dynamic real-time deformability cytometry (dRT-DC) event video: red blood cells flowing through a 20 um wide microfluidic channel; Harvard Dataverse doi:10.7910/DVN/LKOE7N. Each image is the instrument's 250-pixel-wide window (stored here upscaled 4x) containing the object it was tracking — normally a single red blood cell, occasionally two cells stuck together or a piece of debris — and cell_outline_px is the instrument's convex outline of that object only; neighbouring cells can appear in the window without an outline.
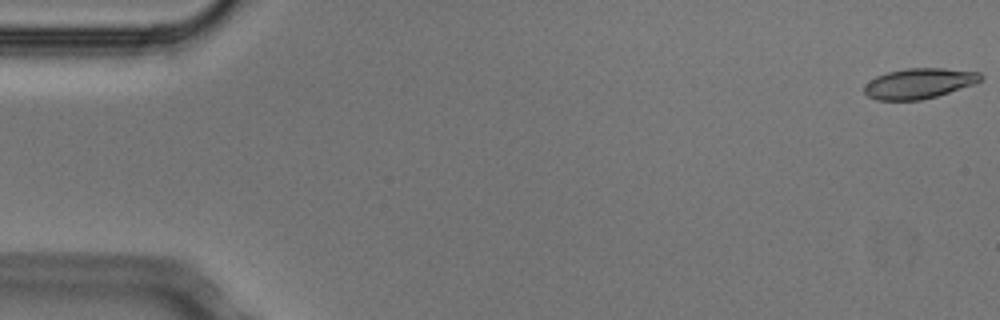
{"species": "Egyptian fruit bat (a non-hibernating species)", "species_latin": "Rousettus aegyptiacus", "temperature_condition": "cold", "stored_images_in_passage": 8, "camera_frame_rate_fps": 3000, "um_per_image_px": 0.085, "animal": {"sex": "male"}, "frame": {"image": 1, "passage_image": 1, "time_ms": 0.0, "image_size_px": [1000, 320], "cell_outline_px": [[984, 76], [976, 84], [936, 96], [920, 100], [876, 100], [868, 96], [864, 92], [864, 84], [876, 76], [888, 72], [908, 68], [944, 68], [980, 72]], "centroid_in_image_um": [78.13, 7.09], "position_along_channel_um": 6.9, "area_um2": 20.63}}
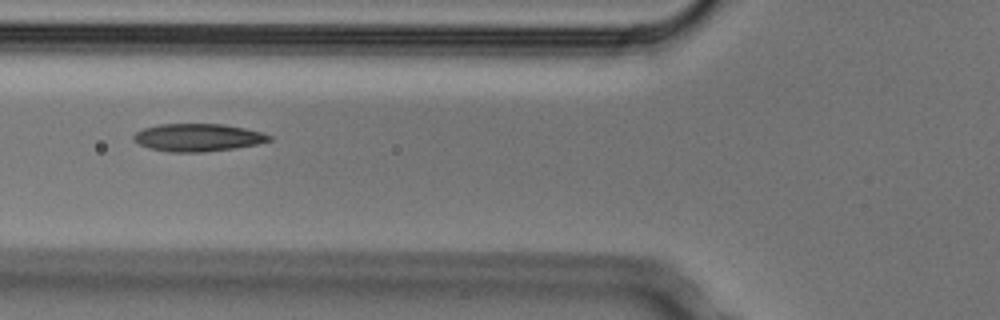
{"frame": {"image": 2, "passage_image": 5, "time_ms": 1.333, "image_size_px": [1000, 320], "cell_outline_px": [[272, 140], [256, 144], [236, 148], [204, 152], [168, 152], [148, 148], [132, 140], [132, 136], [136, 132], [144, 128], [160, 124], [224, 124], [264, 132], [272, 136]], "centroid_in_image_um": [16.82, 11.69], "position_along_channel_um": 109.0, "area_um2": 22.02}}
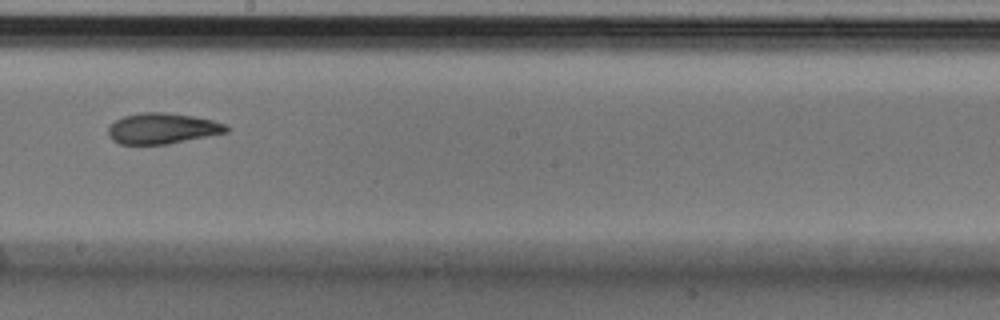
{"frame": {"image": 3, "passage_image": 8, "time_ms": 2.333, "image_size_px": [1000, 320], "cell_outline_px": [[232, 128], [228, 132], [168, 144], [120, 144], [112, 140], [108, 136], [108, 128], [116, 120], [124, 116], [140, 112], [168, 112], [192, 116], [212, 120], [228, 124]], "centroid_in_image_um": [13.83, 10.91], "position_along_channel_um": 234.4, "area_um2": 21.33}}